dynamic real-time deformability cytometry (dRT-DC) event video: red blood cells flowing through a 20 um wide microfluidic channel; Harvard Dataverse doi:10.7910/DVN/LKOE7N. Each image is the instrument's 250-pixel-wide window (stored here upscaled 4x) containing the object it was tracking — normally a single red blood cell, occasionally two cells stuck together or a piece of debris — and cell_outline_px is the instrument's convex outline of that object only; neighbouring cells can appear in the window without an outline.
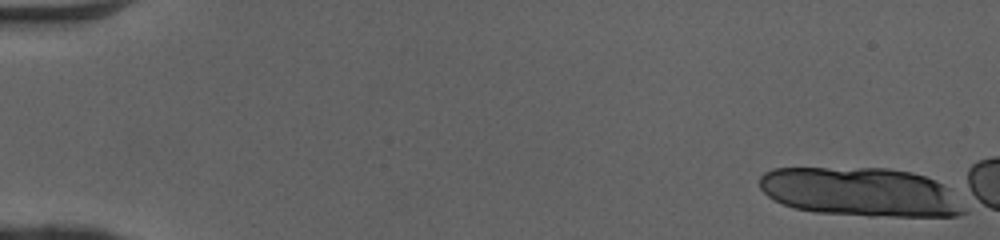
{"species": "human", "species_latin": "Homo sapiens", "temperature_condition": "cold", "stored_images_in_passage": 1, "camera_frame_rate_fps": 3000, "um_per_image_px": 0.085, "donor": {"sex": "female"}, "frame": {"image": 1, "passage_image": 1, "time_ms": 0.0, "image_size_px": [1000, 240], "cell_outline_px": [[968, 212], [956, 216], [868, 216], [816, 212], [796, 208], [784, 204], [768, 196], [760, 188], [760, 176], [764, 172], [772, 168], [888, 168], [912, 172], [936, 180], [948, 188], [968, 208]], "centroid_in_image_um": [73.2, 16.32], "position_along_channel_um": 11.8, "area_um2": 58.49}}